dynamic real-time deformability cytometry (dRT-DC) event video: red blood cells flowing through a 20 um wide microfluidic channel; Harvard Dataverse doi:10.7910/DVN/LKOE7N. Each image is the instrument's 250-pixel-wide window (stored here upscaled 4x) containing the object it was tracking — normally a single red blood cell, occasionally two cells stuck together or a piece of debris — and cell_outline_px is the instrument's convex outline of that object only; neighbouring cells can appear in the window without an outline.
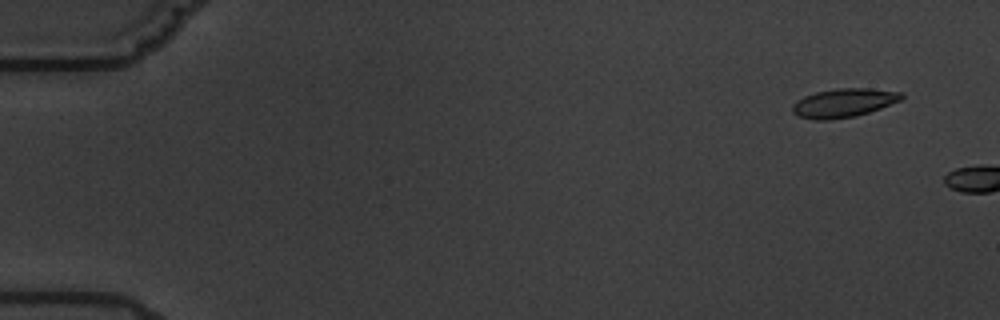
{"species": "common noctule bat (a hibernating species)", "species_latin": "Nyctalus noctula", "temperature_condition": "warm", "stored_images_in_passage": 2, "camera_frame_rate_fps": 3000, "um_per_image_px": 0.085, "animal": {"sex": "male", "body_mass_g": 19.5, "forearm_length_mm": 54.6}, "frame": {"image": 1, "passage_image": 1, "time_ms": 0.0, "image_size_px": [1000, 320], "cell_outline_px": [[904, 96], [900, 100], [880, 108], [856, 116], [828, 120], [816, 120], [796, 116], [792, 112], [792, 104], [796, 100], [804, 96], [816, 92], [836, 88], [868, 88], [904, 92]], "centroid_in_image_um": [71.68, 8.74], "position_along_channel_um": 13.3, "area_um2": 18.38}}